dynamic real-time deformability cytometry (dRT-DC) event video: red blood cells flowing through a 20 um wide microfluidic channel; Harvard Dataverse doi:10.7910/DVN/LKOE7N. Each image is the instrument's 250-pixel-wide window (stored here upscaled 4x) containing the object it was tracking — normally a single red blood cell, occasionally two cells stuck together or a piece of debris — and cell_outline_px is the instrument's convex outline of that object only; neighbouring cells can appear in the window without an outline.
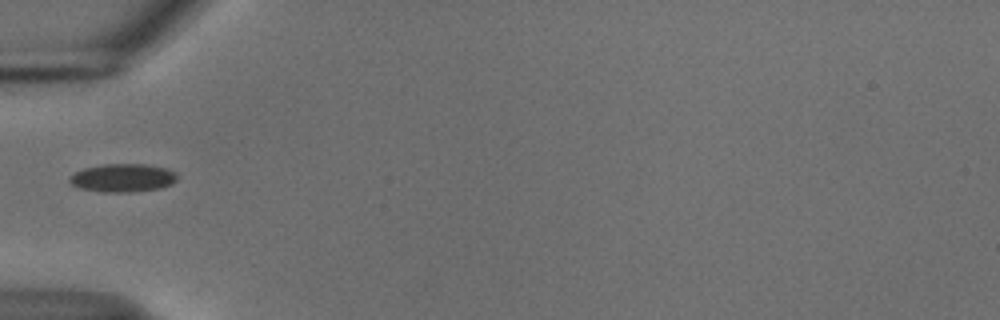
{"species": "common noctule bat (a hibernating species)", "species_latin": "Nyctalus noctula", "temperature_condition": "cold", "stored_images_in_passage": 37, "camera_frame_rate_fps": 3000, "um_per_image_px": 0.085, "animal": {"sex": "male", "body_mass_g": 18.8}, "frame": {"image": 1, "passage_image": 1, "time_ms": 0.0, "image_size_px": [1000, 320], "cell_outline_px": [[176, 180], [172, 184], [160, 188], [128, 192], [104, 192], [80, 188], [72, 184], [68, 180], [68, 176], [72, 172], [84, 168], [100, 164], [144, 164], [168, 168], [176, 172]], "centroid_in_image_um": [10.4, 15.1], "position_along_channel_um": 74.6, "area_um2": 17.86}}
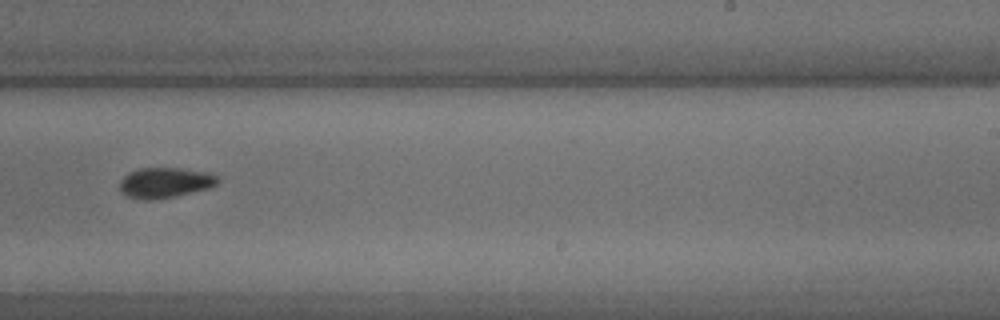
{"frame": {"image": 2, "passage_image": 17, "time_ms": 5.333, "image_size_px": [1000, 320], "cell_outline_px": [[220, 180], [212, 188], [152, 200], [144, 200], [128, 196], [120, 188], [120, 180], [128, 172], [140, 168], [180, 168], [212, 172]], "centroid_in_image_um": [14.07, 15.51], "position_along_channel_um": 274.9, "area_um2": 17.34}}
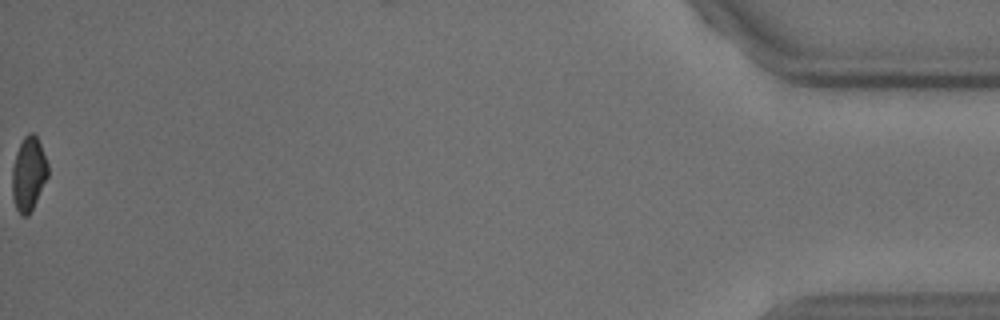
{"frame": {"image": 3, "passage_image": 37, "time_ms": 12.0, "image_size_px": [1000, 320], "cell_outline_px": [[48, 176], [28, 216], [20, 216], [16, 208], [12, 196], [12, 168], [16, 152], [24, 136], [28, 132], [32, 132], [36, 136], [40, 144], [48, 164]], "centroid_in_image_um": [2.41, 14.77], "position_along_channel_um": 432.8, "area_um2": 15.32}, "authors_computed_cell_mechanics": {"area_um2": 17.1088, "velocity_mm_per_s": 3.746, "shape_relaxation_time_tau1_ms": 2.2897, "shape_relaxation_time_tau2_ms": null, "deformation_change_tau1": 0.0705, "deformation_change_tau2": null}}